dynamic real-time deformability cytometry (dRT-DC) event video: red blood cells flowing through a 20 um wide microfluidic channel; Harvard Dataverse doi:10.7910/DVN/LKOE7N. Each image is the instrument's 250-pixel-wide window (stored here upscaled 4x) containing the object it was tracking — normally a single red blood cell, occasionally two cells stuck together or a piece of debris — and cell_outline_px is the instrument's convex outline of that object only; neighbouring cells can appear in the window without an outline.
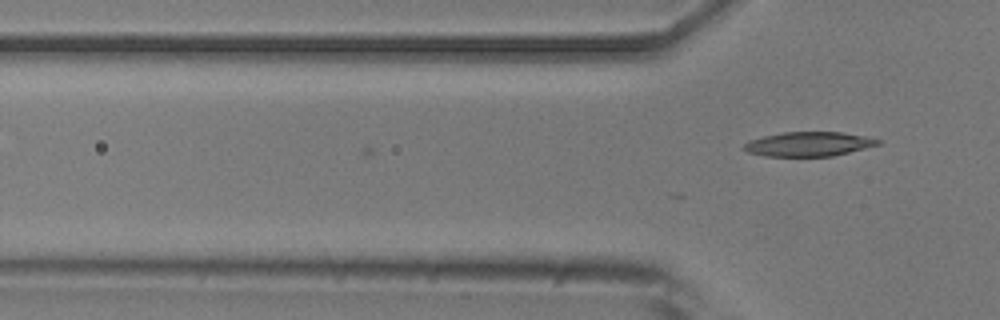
{"species": "common noctule bat (a hibernating species)", "species_latin": "Nyctalus noctula", "temperature_condition": "room temperature", "stored_images_in_passage": 4, "camera_frame_rate_fps": 3000, "um_per_image_px": 0.085, "animal": {"sex": "male", "body_mass_g": 20.5, "forearm_length_mm": 52.5}, "frame": {"image": 1, "passage_image": 4, "time_ms": 3.333, "image_size_px": [1000, 320], "cell_outline_px": [[880, 144], [832, 156], [764, 156], [748, 152], [744, 148], [744, 144], [748, 140], [764, 136], [784, 132], [840, 132], [864, 136], [880, 140]], "centroid_in_image_um": [68.7, 12.24], "position_along_channel_um": 57.1, "area_um2": 18.79}}